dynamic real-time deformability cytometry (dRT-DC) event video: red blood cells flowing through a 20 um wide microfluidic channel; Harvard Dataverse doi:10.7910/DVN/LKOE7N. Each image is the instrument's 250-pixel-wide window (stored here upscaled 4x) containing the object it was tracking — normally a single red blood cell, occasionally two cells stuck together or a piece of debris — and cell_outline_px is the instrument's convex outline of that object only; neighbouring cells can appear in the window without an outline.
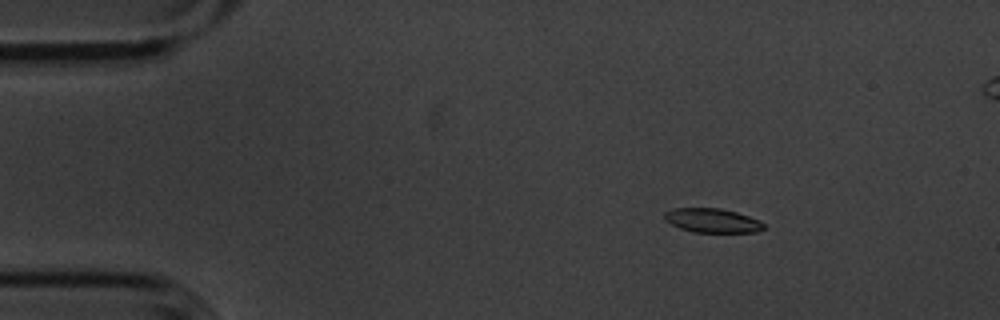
{"species": "common noctule bat (a hibernating species)", "species_latin": "Nyctalus noctula", "temperature_condition": "cold", "stored_images_in_passage": 5, "camera_frame_rate_fps": 3000, "um_per_image_px": 0.085, "animal": {"sex": "male", "body_mass_g": 20.1, "forearm_length_mm": 53.5}, "frame": {"image": 1, "passage_image": 2, "time_ms": 0.333, "image_size_px": [1000, 320], "cell_outline_px": [[764, 228], [756, 232], [692, 232], [680, 228], [664, 220], [664, 212], [672, 208], [720, 208], [736, 212], [760, 220], [764, 224]], "centroid_in_image_um": [60.52, 18.74], "position_along_channel_um": 24.5, "area_um2": 13.99}}